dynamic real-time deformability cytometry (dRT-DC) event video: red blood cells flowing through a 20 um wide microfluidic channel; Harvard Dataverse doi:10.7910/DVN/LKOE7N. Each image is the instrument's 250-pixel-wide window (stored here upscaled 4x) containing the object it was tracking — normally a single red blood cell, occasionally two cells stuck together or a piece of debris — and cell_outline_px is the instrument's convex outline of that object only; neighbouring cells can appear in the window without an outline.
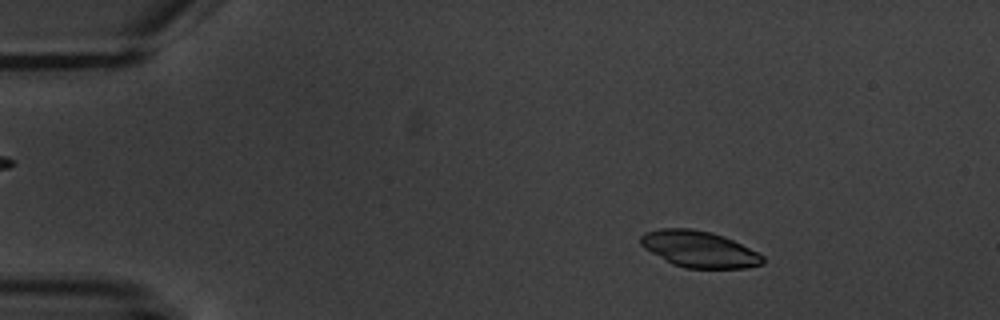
{"species": "common noctule bat (a hibernating species)", "species_latin": "Nyctalus noctula", "temperature_condition": "warm", "stored_images_in_passage": 4, "camera_frame_rate_fps": 3000, "um_per_image_px": 0.085, "animal": {"sex": "male", "body_mass_g": 20.1, "forearm_length_mm": 53.5}, "frame": {"image": 1, "passage_image": 2, "time_ms": 1.333, "image_size_px": [1000, 320], "cell_outline_px": [[764, 264], [748, 268], [684, 268], [672, 264], [644, 248], [640, 244], [640, 236], [644, 232], [660, 228], [692, 228], [712, 232], [724, 236], [764, 256]], "centroid_in_image_um": [59.41, 21.17], "position_along_channel_um": 25.6, "area_um2": 25.95}}